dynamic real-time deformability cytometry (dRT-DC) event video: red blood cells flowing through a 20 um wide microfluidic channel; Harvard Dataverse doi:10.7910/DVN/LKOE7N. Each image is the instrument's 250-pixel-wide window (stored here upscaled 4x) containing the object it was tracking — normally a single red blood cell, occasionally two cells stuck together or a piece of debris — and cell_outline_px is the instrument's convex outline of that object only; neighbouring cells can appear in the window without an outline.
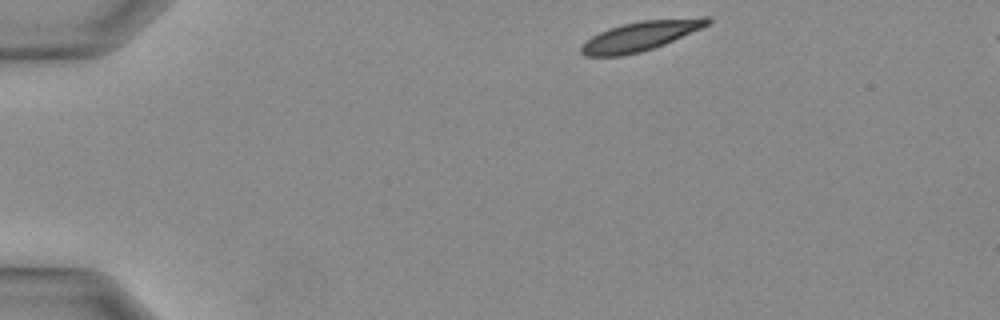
{"species": "Egyptian fruit bat (a non-hibernating species)", "species_latin": "Rousettus aegyptiacus", "temperature_condition": "warm", "stored_images_in_passage": 6, "camera_frame_rate_fps": 3000, "um_per_image_px": 0.085, "animal": {"sex": "female"}, "frame": {"image": 1, "passage_image": 1, "time_ms": 0.0, "image_size_px": [1000, 320], "cell_outline_px": [[712, 20], [708, 24], [700, 28], [664, 44], [640, 52], [624, 56], [584, 56], [580, 52], [580, 44], [592, 36], [608, 28], [640, 20], [700, 16], [708, 16]], "centroid_in_image_um": [54.42, 3.05], "position_along_channel_um": 30.6, "area_um2": 21.85}}
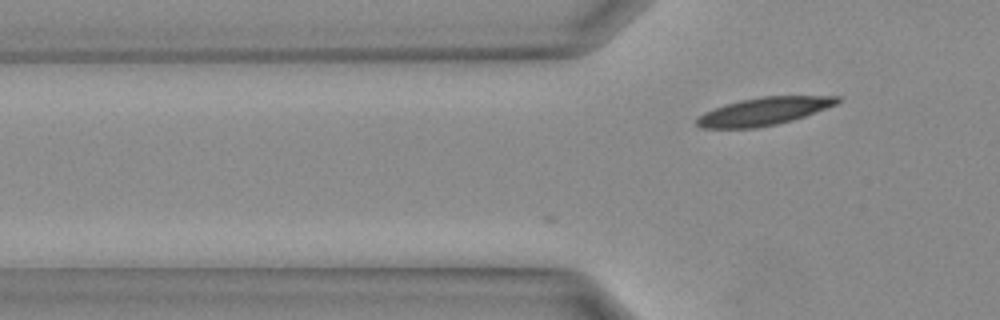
{"frame": {"image": 2, "passage_image": 6, "time_ms": 1.667, "image_size_px": [1000, 320], "cell_outline_px": [[840, 100], [836, 104], [804, 116], [792, 120], [776, 124], [756, 128], [700, 128], [696, 124], [696, 116], [704, 112], [724, 104], [740, 100], [760, 96], [840, 96]], "centroid_in_image_um": [64.86, 9.46], "position_along_channel_um": 60.9, "area_um2": 22.72}}